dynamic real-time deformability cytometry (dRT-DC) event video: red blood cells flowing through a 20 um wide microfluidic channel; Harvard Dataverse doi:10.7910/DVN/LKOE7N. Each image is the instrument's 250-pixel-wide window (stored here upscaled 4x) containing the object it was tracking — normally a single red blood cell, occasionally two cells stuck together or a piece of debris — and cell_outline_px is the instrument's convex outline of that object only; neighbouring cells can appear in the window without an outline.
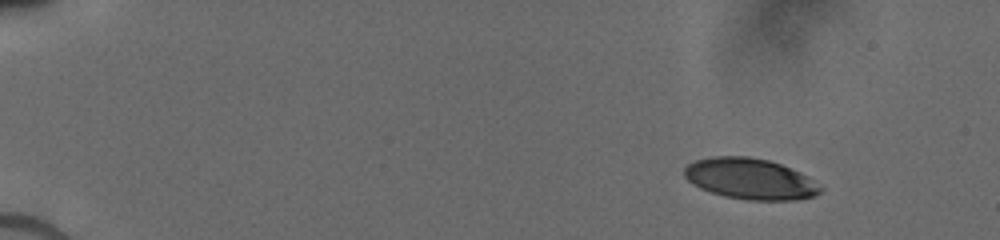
{"species": "human", "species_latin": "Homo sapiens", "temperature_condition": "cold", "stored_images_in_passage": 27, "camera_frame_rate_fps": 3000, "um_per_image_px": 0.085, "donor": {"sex": "male"}, "frame": {"image": 1, "passage_image": 1, "time_ms": 0.0, "image_size_px": [1000, 240], "cell_outline_px": [[824, 188], [820, 192], [812, 196], [796, 200], [748, 200], [724, 196], [700, 188], [692, 184], [684, 176], [684, 168], [688, 164], [696, 160], [712, 156], [748, 156], [768, 160], [780, 164], [800, 172], [808, 176]], "centroid_in_image_um": [63.76, 15.2], "position_along_channel_um": 21.2, "area_um2": 32.48}}
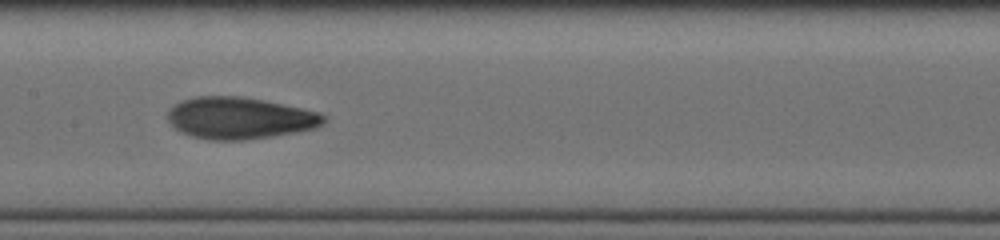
{"frame": {"image": 2, "passage_image": 12, "time_ms": 7.333, "image_size_px": [1000, 240], "cell_outline_px": [[328, 120], [324, 124], [316, 128], [296, 132], [272, 136], [244, 140], [208, 140], [192, 136], [180, 132], [168, 120], [168, 108], [172, 104], [180, 100], [192, 96], [240, 96], [264, 100], [320, 112], [328, 116]], "centroid_in_image_um": [20.38, 10.03], "position_along_channel_um": 187.0, "area_um2": 38.44}}
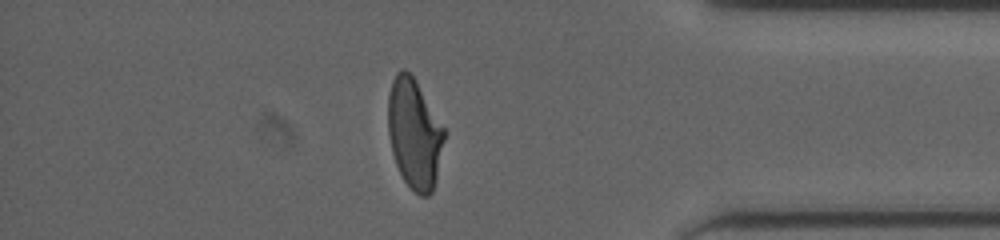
{"frame": {"image": 3, "passage_image": 23, "time_ms": 13.0, "image_size_px": [1000, 240], "cell_outline_px": [[448, 132], [436, 180], [432, 192], [428, 196], [420, 196], [404, 180], [396, 164], [392, 152], [388, 132], [388, 96], [392, 80], [396, 72], [400, 68], [404, 68], [416, 80]], "centroid_in_image_um": [35.26, 11.34], "position_along_channel_um": 399.9, "area_um2": 36.53}}